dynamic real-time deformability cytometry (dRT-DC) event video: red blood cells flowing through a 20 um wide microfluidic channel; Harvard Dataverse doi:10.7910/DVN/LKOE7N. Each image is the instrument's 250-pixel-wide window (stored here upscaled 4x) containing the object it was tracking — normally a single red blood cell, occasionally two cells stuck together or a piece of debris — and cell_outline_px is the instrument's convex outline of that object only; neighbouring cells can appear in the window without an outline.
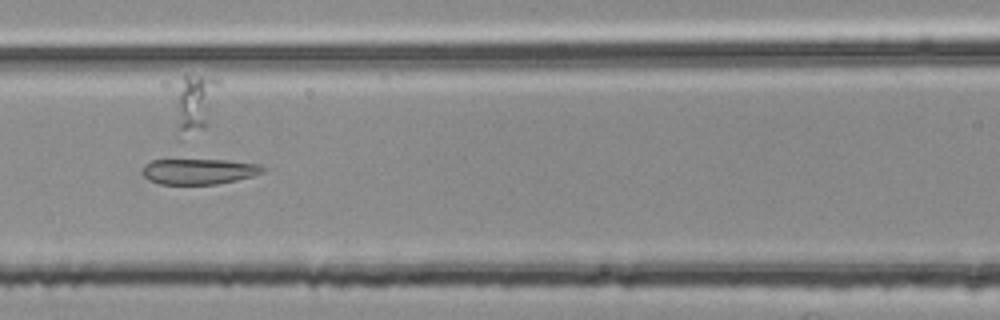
{"species": "common noctule bat (a hibernating species)", "species_latin": "Nyctalus noctula", "temperature_condition": "room temperature", "stored_images_in_passage": 55, "segment_of_instrument_passage": [2, 3], "camera_frame_rate_fps": 3000, "um_per_image_px": 0.085, "animal": {"sex": "female", "body_mass_g": 25.1}, "frame": {"image": 1, "passage_image": 24, "time_ms": 7.667, "image_size_px": [1000, 320], "cell_outline_px": [[268, 168], [264, 172], [252, 176], [236, 180], [216, 184], [160, 184], [148, 180], [140, 172], [144, 164], [152, 160], [228, 160], [260, 164]], "centroid_in_image_um": [16.91, 14.57], "position_along_channel_um": 149.7, "area_um2": 18.15}}
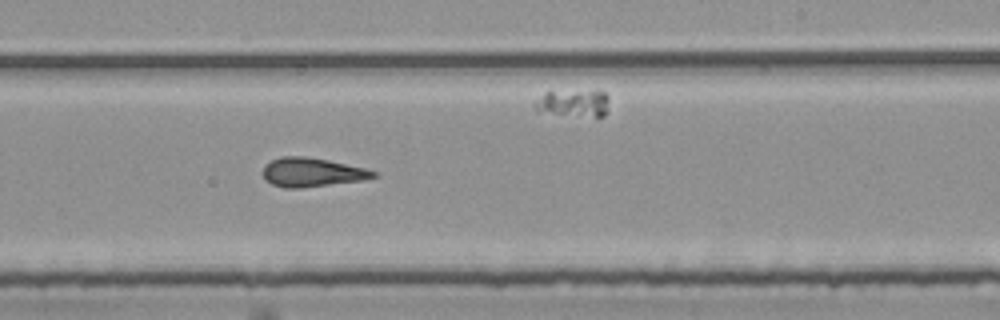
{"frame": {"image": 2, "passage_image": 33, "time_ms": 10.667, "image_size_px": [1000, 320], "cell_outline_px": [[380, 176], [360, 180], [300, 188], [284, 188], [272, 184], [264, 180], [264, 164], [280, 156], [304, 156], [328, 160], [364, 168], [376, 172]], "centroid_in_image_um": [26.48, 14.64], "position_along_channel_um": 262.5, "area_um2": 18.5}}
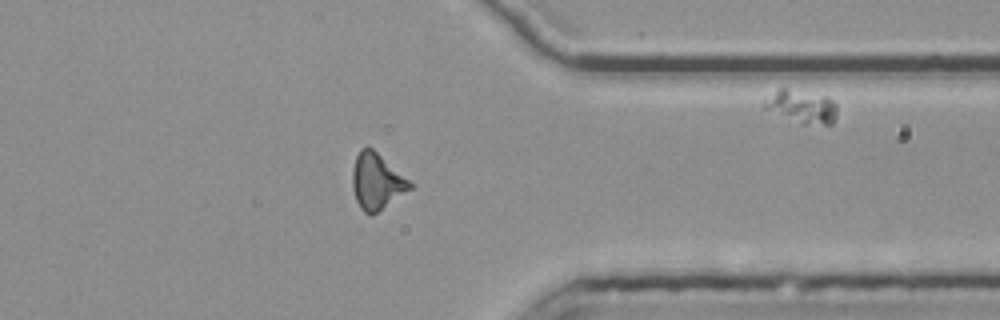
{"frame": {"image": 3, "passage_image": 43, "time_ms": 14.0, "image_size_px": [1000, 320], "cell_outline_px": [[416, 184], [412, 188], [372, 216], [368, 216], [360, 208], [356, 200], [352, 188], [352, 172], [356, 156], [360, 148], [372, 148]], "centroid_in_image_um": [32.04, 15.44], "position_along_channel_um": 379.4, "area_um2": 19.02}}